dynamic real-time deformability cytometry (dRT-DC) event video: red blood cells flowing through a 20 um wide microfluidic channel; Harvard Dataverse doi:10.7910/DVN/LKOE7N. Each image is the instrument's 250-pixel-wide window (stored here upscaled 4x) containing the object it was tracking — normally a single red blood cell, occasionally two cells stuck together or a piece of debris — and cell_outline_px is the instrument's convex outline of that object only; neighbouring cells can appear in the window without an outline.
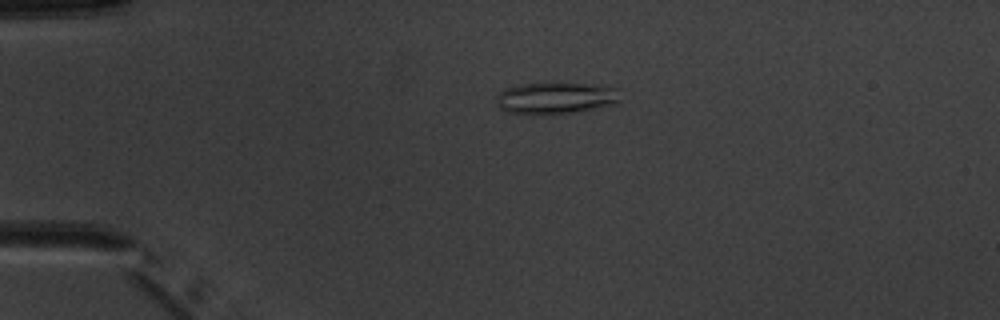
{"species": "common noctule bat (a hibernating species)", "species_latin": "Nyctalus noctula", "temperature_condition": "warm", "stored_images_in_passage": 4, "camera_frame_rate_fps": 3000, "um_per_image_px": 0.085, "animal": {"sex": "male", "body_mass_g": 20.1, "forearm_length_mm": 53.5}, "frame": {"image": 1, "passage_image": 3, "time_ms": 2.333, "image_size_px": [1000, 320], "cell_outline_px": [[620, 100], [616, 104], [568, 112], [532, 116], [504, 112], [496, 104], [496, 96], [504, 88], [520, 84], [600, 84], [620, 88]], "centroid_in_image_um": [47.21, 8.35], "position_along_channel_um": 37.8, "area_um2": 23.12}}